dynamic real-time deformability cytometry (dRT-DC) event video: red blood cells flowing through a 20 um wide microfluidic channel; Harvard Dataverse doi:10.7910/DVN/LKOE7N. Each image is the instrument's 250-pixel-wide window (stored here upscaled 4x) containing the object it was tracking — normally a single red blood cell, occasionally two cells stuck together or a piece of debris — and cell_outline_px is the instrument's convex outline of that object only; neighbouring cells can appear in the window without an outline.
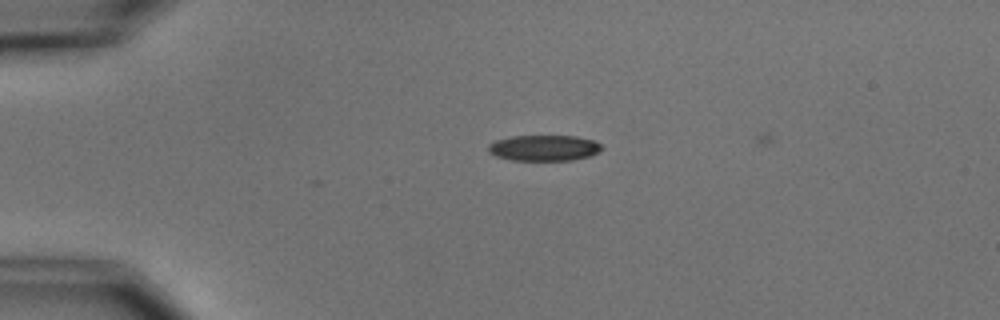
{"species": "common noctule bat (a hibernating species)", "species_latin": "Nyctalus noctula", "temperature_condition": "cold", "stored_images_in_passage": 2, "camera_frame_rate_fps": 3000, "um_per_image_px": 0.085, "animal": {"sex": "male", "body_mass_g": 15.6}, "frame": {"image": 1, "passage_image": 1, "time_ms": 0.0, "image_size_px": [1000, 320], "cell_outline_px": [[604, 148], [588, 156], [572, 160], [512, 160], [496, 156], [488, 152], [488, 144], [496, 140], [508, 136], [576, 136], [596, 140]], "centroid_in_image_um": [46.22, 12.56], "position_along_channel_um": 38.8, "area_um2": 17.11}}